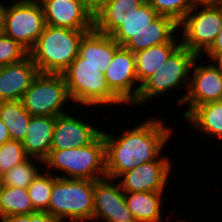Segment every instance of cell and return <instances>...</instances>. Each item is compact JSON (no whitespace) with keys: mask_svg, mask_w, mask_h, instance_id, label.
<instances>
[{"mask_svg":"<svg viewBox=\"0 0 222 222\" xmlns=\"http://www.w3.org/2000/svg\"><path fill=\"white\" fill-rule=\"evenodd\" d=\"M165 122L162 118H149L142 124L125 128L120 136L102 130L106 146V178L116 182L121 174L156 160L173 134V128Z\"/></svg>","mask_w":222,"mask_h":222,"instance_id":"obj_1","label":"cell"},{"mask_svg":"<svg viewBox=\"0 0 222 222\" xmlns=\"http://www.w3.org/2000/svg\"><path fill=\"white\" fill-rule=\"evenodd\" d=\"M91 30H76L46 24L29 56L39 73L62 74L78 56L83 36Z\"/></svg>","mask_w":222,"mask_h":222,"instance_id":"obj_2","label":"cell"},{"mask_svg":"<svg viewBox=\"0 0 222 222\" xmlns=\"http://www.w3.org/2000/svg\"><path fill=\"white\" fill-rule=\"evenodd\" d=\"M45 170L55 169L57 177L100 180L106 178V146L103 133L83 147L50 151L43 161ZM47 168V169H46ZM51 169V170H50ZM61 175V176H60Z\"/></svg>","mask_w":222,"mask_h":222,"instance_id":"obj_3","label":"cell"},{"mask_svg":"<svg viewBox=\"0 0 222 222\" xmlns=\"http://www.w3.org/2000/svg\"><path fill=\"white\" fill-rule=\"evenodd\" d=\"M97 180L57 177L46 212L59 222H89L93 220L94 183Z\"/></svg>","mask_w":222,"mask_h":222,"instance_id":"obj_4","label":"cell"},{"mask_svg":"<svg viewBox=\"0 0 222 222\" xmlns=\"http://www.w3.org/2000/svg\"><path fill=\"white\" fill-rule=\"evenodd\" d=\"M65 78L72 104L87 107L118 106L124 103L110 90L99 67L85 63L79 55L62 73ZM117 104V105H116ZM87 106V107H86Z\"/></svg>","mask_w":222,"mask_h":222,"instance_id":"obj_5","label":"cell"},{"mask_svg":"<svg viewBox=\"0 0 222 222\" xmlns=\"http://www.w3.org/2000/svg\"><path fill=\"white\" fill-rule=\"evenodd\" d=\"M197 57L195 53L181 45L153 75L140 85L133 105H143L154 97H161L170 91L174 92L173 90H179L182 86L181 88H186L184 89L186 93L179 95L176 101L179 107L182 106L189 88L191 67Z\"/></svg>","mask_w":222,"mask_h":222,"instance_id":"obj_6","label":"cell"},{"mask_svg":"<svg viewBox=\"0 0 222 222\" xmlns=\"http://www.w3.org/2000/svg\"><path fill=\"white\" fill-rule=\"evenodd\" d=\"M32 116H52L67 113V103L72 102L62 74L39 73L20 100Z\"/></svg>","mask_w":222,"mask_h":222,"instance_id":"obj_7","label":"cell"},{"mask_svg":"<svg viewBox=\"0 0 222 222\" xmlns=\"http://www.w3.org/2000/svg\"><path fill=\"white\" fill-rule=\"evenodd\" d=\"M14 1H2V32L29 52L46 26L43 9L39 1Z\"/></svg>","mask_w":222,"mask_h":222,"instance_id":"obj_8","label":"cell"},{"mask_svg":"<svg viewBox=\"0 0 222 222\" xmlns=\"http://www.w3.org/2000/svg\"><path fill=\"white\" fill-rule=\"evenodd\" d=\"M181 28V29H180ZM182 30V31H181ZM222 30V3L193 7L179 23L181 45L202 56Z\"/></svg>","mask_w":222,"mask_h":222,"instance_id":"obj_9","label":"cell"},{"mask_svg":"<svg viewBox=\"0 0 222 222\" xmlns=\"http://www.w3.org/2000/svg\"><path fill=\"white\" fill-rule=\"evenodd\" d=\"M198 56L191 67L190 83L187 95L183 101L182 107H189L183 113L182 117H186L196 106L203 105L209 102L222 101V73L212 64V62H203Z\"/></svg>","mask_w":222,"mask_h":222,"instance_id":"obj_10","label":"cell"},{"mask_svg":"<svg viewBox=\"0 0 222 222\" xmlns=\"http://www.w3.org/2000/svg\"><path fill=\"white\" fill-rule=\"evenodd\" d=\"M172 167L170 158L162 153L156 160L121 174L116 181L124 192H164Z\"/></svg>","mask_w":222,"mask_h":222,"instance_id":"obj_11","label":"cell"},{"mask_svg":"<svg viewBox=\"0 0 222 222\" xmlns=\"http://www.w3.org/2000/svg\"><path fill=\"white\" fill-rule=\"evenodd\" d=\"M110 90L125 104H133L137 99L139 84L136 73L135 55L121 46L103 73ZM137 85V86H136Z\"/></svg>","mask_w":222,"mask_h":222,"instance_id":"obj_12","label":"cell"},{"mask_svg":"<svg viewBox=\"0 0 222 222\" xmlns=\"http://www.w3.org/2000/svg\"><path fill=\"white\" fill-rule=\"evenodd\" d=\"M114 181L109 178L95 181L93 221L137 222L127 206L125 192Z\"/></svg>","mask_w":222,"mask_h":222,"instance_id":"obj_13","label":"cell"},{"mask_svg":"<svg viewBox=\"0 0 222 222\" xmlns=\"http://www.w3.org/2000/svg\"><path fill=\"white\" fill-rule=\"evenodd\" d=\"M45 23L76 30L94 29V15L83 0H40Z\"/></svg>","mask_w":222,"mask_h":222,"instance_id":"obj_14","label":"cell"},{"mask_svg":"<svg viewBox=\"0 0 222 222\" xmlns=\"http://www.w3.org/2000/svg\"><path fill=\"white\" fill-rule=\"evenodd\" d=\"M74 116L76 115L68 112L56 117L51 151L89 145L102 133V129L96 128L97 125Z\"/></svg>","mask_w":222,"mask_h":222,"instance_id":"obj_15","label":"cell"},{"mask_svg":"<svg viewBox=\"0 0 222 222\" xmlns=\"http://www.w3.org/2000/svg\"><path fill=\"white\" fill-rule=\"evenodd\" d=\"M38 74L29 55L22 61L0 67V102L20 101Z\"/></svg>","mask_w":222,"mask_h":222,"instance_id":"obj_16","label":"cell"},{"mask_svg":"<svg viewBox=\"0 0 222 222\" xmlns=\"http://www.w3.org/2000/svg\"><path fill=\"white\" fill-rule=\"evenodd\" d=\"M178 31L179 24L174 19L159 15L144 30L133 35L124 47L136 53L163 43L181 42V39L176 38V36H179Z\"/></svg>","mask_w":222,"mask_h":222,"instance_id":"obj_17","label":"cell"},{"mask_svg":"<svg viewBox=\"0 0 222 222\" xmlns=\"http://www.w3.org/2000/svg\"><path fill=\"white\" fill-rule=\"evenodd\" d=\"M120 47L112 36L92 29L83 36L78 55L104 73Z\"/></svg>","mask_w":222,"mask_h":222,"instance_id":"obj_18","label":"cell"},{"mask_svg":"<svg viewBox=\"0 0 222 222\" xmlns=\"http://www.w3.org/2000/svg\"><path fill=\"white\" fill-rule=\"evenodd\" d=\"M56 117L32 116L25 138L21 141L30 158L44 161L52 146Z\"/></svg>","mask_w":222,"mask_h":222,"instance_id":"obj_19","label":"cell"},{"mask_svg":"<svg viewBox=\"0 0 222 222\" xmlns=\"http://www.w3.org/2000/svg\"><path fill=\"white\" fill-rule=\"evenodd\" d=\"M146 0H109L94 14V29L112 35Z\"/></svg>","mask_w":222,"mask_h":222,"instance_id":"obj_20","label":"cell"},{"mask_svg":"<svg viewBox=\"0 0 222 222\" xmlns=\"http://www.w3.org/2000/svg\"><path fill=\"white\" fill-rule=\"evenodd\" d=\"M164 192H125V201L137 222H164Z\"/></svg>","mask_w":222,"mask_h":222,"instance_id":"obj_21","label":"cell"},{"mask_svg":"<svg viewBox=\"0 0 222 222\" xmlns=\"http://www.w3.org/2000/svg\"><path fill=\"white\" fill-rule=\"evenodd\" d=\"M198 132L212 139H222V101L196 106L185 118Z\"/></svg>","mask_w":222,"mask_h":222,"instance_id":"obj_22","label":"cell"},{"mask_svg":"<svg viewBox=\"0 0 222 222\" xmlns=\"http://www.w3.org/2000/svg\"><path fill=\"white\" fill-rule=\"evenodd\" d=\"M181 46V42H168L134 53L139 86L153 75Z\"/></svg>","mask_w":222,"mask_h":222,"instance_id":"obj_23","label":"cell"},{"mask_svg":"<svg viewBox=\"0 0 222 222\" xmlns=\"http://www.w3.org/2000/svg\"><path fill=\"white\" fill-rule=\"evenodd\" d=\"M31 117L21 101L0 102V118L8 128L11 140L22 141L25 138Z\"/></svg>","mask_w":222,"mask_h":222,"instance_id":"obj_24","label":"cell"},{"mask_svg":"<svg viewBox=\"0 0 222 222\" xmlns=\"http://www.w3.org/2000/svg\"><path fill=\"white\" fill-rule=\"evenodd\" d=\"M158 16L159 14L145 2L111 36L120 46H124L133 35L144 30Z\"/></svg>","mask_w":222,"mask_h":222,"instance_id":"obj_25","label":"cell"},{"mask_svg":"<svg viewBox=\"0 0 222 222\" xmlns=\"http://www.w3.org/2000/svg\"><path fill=\"white\" fill-rule=\"evenodd\" d=\"M35 212L27 188L5 187L0 190V219Z\"/></svg>","mask_w":222,"mask_h":222,"instance_id":"obj_26","label":"cell"},{"mask_svg":"<svg viewBox=\"0 0 222 222\" xmlns=\"http://www.w3.org/2000/svg\"><path fill=\"white\" fill-rule=\"evenodd\" d=\"M37 162L41 166L44 165L42 160L38 158L31 159L29 157L26 161L13 166L8 172L1 176L2 185L5 187L28 188L40 170H43L38 167L39 165Z\"/></svg>","mask_w":222,"mask_h":222,"instance_id":"obj_27","label":"cell"},{"mask_svg":"<svg viewBox=\"0 0 222 222\" xmlns=\"http://www.w3.org/2000/svg\"><path fill=\"white\" fill-rule=\"evenodd\" d=\"M51 173L45 169L41 170L27 188L35 211L48 210L53 188V174Z\"/></svg>","mask_w":222,"mask_h":222,"instance_id":"obj_28","label":"cell"},{"mask_svg":"<svg viewBox=\"0 0 222 222\" xmlns=\"http://www.w3.org/2000/svg\"><path fill=\"white\" fill-rule=\"evenodd\" d=\"M29 156L18 140H9L0 146V177L13 166L26 161Z\"/></svg>","mask_w":222,"mask_h":222,"instance_id":"obj_29","label":"cell"},{"mask_svg":"<svg viewBox=\"0 0 222 222\" xmlns=\"http://www.w3.org/2000/svg\"><path fill=\"white\" fill-rule=\"evenodd\" d=\"M159 14L174 19L178 24L192 9L188 0H146Z\"/></svg>","mask_w":222,"mask_h":222,"instance_id":"obj_30","label":"cell"},{"mask_svg":"<svg viewBox=\"0 0 222 222\" xmlns=\"http://www.w3.org/2000/svg\"><path fill=\"white\" fill-rule=\"evenodd\" d=\"M29 52L18 42L0 33V67L22 61Z\"/></svg>","mask_w":222,"mask_h":222,"instance_id":"obj_31","label":"cell"},{"mask_svg":"<svg viewBox=\"0 0 222 222\" xmlns=\"http://www.w3.org/2000/svg\"><path fill=\"white\" fill-rule=\"evenodd\" d=\"M32 222H59V221L46 211H35L32 212Z\"/></svg>","mask_w":222,"mask_h":222,"instance_id":"obj_32","label":"cell"},{"mask_svg":"<svg viewBox=\"0 0 222 222\" xmlns=\"http://www.w3.org/2000/svg\"><path fill=\"white\" fill-rule=\"evenodd\" d=\"M0 222H32V213L7 216L4 218H1Z\"/></svg>","mask_w":222,"mask_h":222,"instance_id":"obj_33","label":"cell"},{"mask_svg":"<svg viewBox=\"0 0 222 222\" xmlns=\"http://www.w3.org/2000/svg\"><path fill=\"white\" fill-rule=\"evenodd\" d=\"M206 57V60L213 62L212 64L222 73V52L220 53H204L201 57ZM209 58V59H208ZM216 63V64H215Z\"/></svg>","mask_w":222,"mask_h":222,"instance_id":"obj_34","label":"cell"},{"mask_svg":"<svg viewBox=\"0 0 222 222\" xmlns=\"http://www.w3.org/2000/svg\"><path fill=\"white\" fill-rule=\"evenodd\" d=\"M86 7L93 15L100 10L109 0H83Z\"/></svg>","mask_w":222,"mask_h":222,"instance_id":"obj_35","label":"cell"},{"mask_svg":"<svg viewBox=\"0 0 222 222\" xmlns=\"http://www.w3.org/2000/svg\"><path fill=\"white\" fill-rule=\"evenodd\" d=\"M191 8L193 7H203V6H213L220 4L222 0H188Z\"/></svg>","mask_w":222,"mask_h":222,"instance_id":"obj_36","label":"cell"},{"mask_svg":"<svg viewBox=\"0 0 222 222\" xmlns=\"http://www.w3.org/2000/svg\"><path fill=\"white\" fill-rule=\"evenodd\" d=\"M222 52V30L217 35L214 43L205 53H220Z\"/></svg>","mask_w":222,"mask_h":222,"instance_id":"obj_37","label":"cell"},{"mask_svg":"<svg viewBox=\"0 0 222 222\" xmlns=\"http://www.w3.org/2000/svg\"><path fill=\"white\" fill-rule=\"evenodd\" d=\"M9 140L10 135L8 132V128L5 126V124L2 122V119L0 118V146Z\"/></svg>","mask_w":222,"mask_h":222,"instance_id":"obj_38","label":"cell"},{"mask_svg":"<svg viewBox=\"0 0 222 222\" xmlns=\"http://www.w3.org/2000/svg\"><path fill=\"white\" fill-rule=\"evenodd\" d=\"M2 32V2L0 1V33Z\"/></svg>","mask_w":222,"mask_h":222,"instance_id":"obj_39","label":"cell"},{"mask_svg":"<svg viewBox=\"0 0 222 222\" xmlns=\"http://www.w3.org/2000/svg\"><path fill=\"white\" fill-rule=\"evenodd\" d=\"M18 1H40V0H18Z\"/></svg>","mask_w":222,"mask_h":222,"instance_id":"obj_40","label":"cell"},{"mask_svg":"<svg viewBox=\"0 0 222 222\" xmlns=\"http://www.w3.org/2000/svg\"><path fill=\"white\" fill-rule=\"evenodd\" d=\"M1 187H2V181H1V177H0V190H1Z\"/></svg>","mask_w":222,"mask_h":222,"instance_id":"obj_41","label":"cell"}]
</instances>
